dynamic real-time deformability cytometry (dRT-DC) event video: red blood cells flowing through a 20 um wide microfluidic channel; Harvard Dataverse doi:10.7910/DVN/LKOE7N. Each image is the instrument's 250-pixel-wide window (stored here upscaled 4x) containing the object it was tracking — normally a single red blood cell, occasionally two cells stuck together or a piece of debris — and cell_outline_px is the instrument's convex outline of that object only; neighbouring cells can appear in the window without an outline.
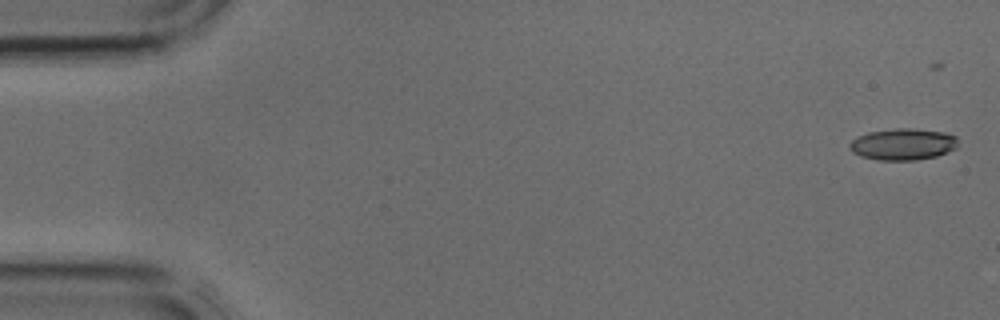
{"species": "common noctule bat (a hibernating species)", "species_latin": "Nyctalus noctula", "temperature_condition": "cold", "stored_images_in_passage": 4, "camera_frame_rate_fps": 3000, "um_per_image_px": 0.085, "animal": {"sex": "male", "body_mass_g": 17.9, "forearm_length_mm": 54.2}, "frame": {"image": 1, "passage_image": 1, "time_ms": 0.0, "image_size_px": [1000, 320], "cell_outline_px": [[956, 148], [936, 156], [916, 160], [876, 160], [860, 156], [852, 152], [848, 144], [856, 136], [868, 132], [896, 128], [916, 128], [944, 132], [956, 136]], "centroid_in_image_um": [76.71, 12.25], "position_along_channel_um": 8.3, "area_um2": 20.06}}
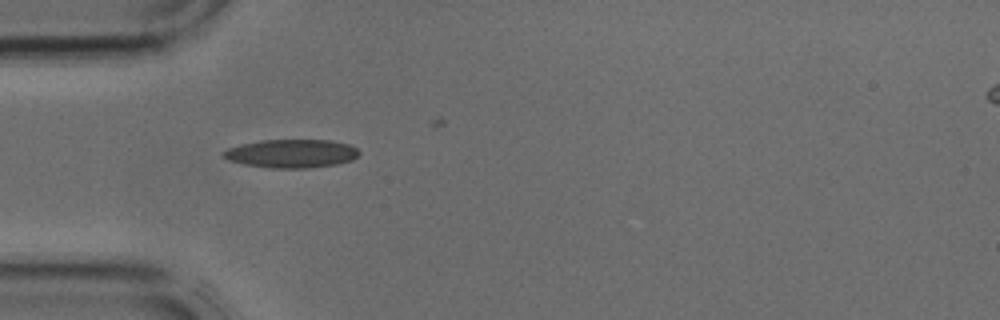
{"frame": {"image": 2, "passage_image": 4, "time_ms": 1.0, "image_size_px": [1000, 320], "cell_outline_px": [[360, 152], [352, 160], [336, 164], [308, 168], [268, 168], [244, 164], [228, 160], [220, 156], [220, 152], [228, 148], [240, 144], [260, 140], [332, 140], [348, 144], [356, 148]], "centroid_in_image_um": [24.72, 13.05], "position_along_channel_um": 60.3, "area_um2": 22.66}}